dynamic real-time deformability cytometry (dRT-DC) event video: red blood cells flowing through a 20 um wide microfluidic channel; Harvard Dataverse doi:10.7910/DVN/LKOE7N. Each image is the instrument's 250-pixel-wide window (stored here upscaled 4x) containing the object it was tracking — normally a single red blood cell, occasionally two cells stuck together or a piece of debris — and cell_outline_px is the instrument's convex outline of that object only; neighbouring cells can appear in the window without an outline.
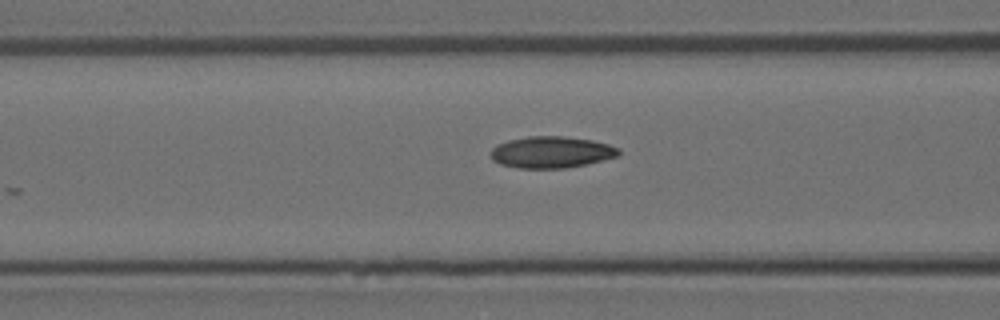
{"species": "Egyptian fruit bat (a non-hibernating species)", "species_latin": "Rousettus aegyptiacus", "temperature_condition": "room temperature", "stored_images_in_passage": 3, "camera_frame_rate_fps": 3000, "um_per_image_px": 0.085, "animal": {"sex": "female"}, "frame": {"image": 1, "passage_image": 3, "time_ms": 0.667, "image_size_px": [1000, 320], "cell_outline_px": [[620, 156], [604, 160], [564, 168], [520, 168], [500, 164], [492, 160], [492, 148], [496, 144], [508, 140], [528, 136], [564, 136], [592, 140], [608, 144], [620, 148]], "centroid_in_image_um": [46.88, 12.93], "position_along_channel_um": 119.7, "area_um2": 23.58}}